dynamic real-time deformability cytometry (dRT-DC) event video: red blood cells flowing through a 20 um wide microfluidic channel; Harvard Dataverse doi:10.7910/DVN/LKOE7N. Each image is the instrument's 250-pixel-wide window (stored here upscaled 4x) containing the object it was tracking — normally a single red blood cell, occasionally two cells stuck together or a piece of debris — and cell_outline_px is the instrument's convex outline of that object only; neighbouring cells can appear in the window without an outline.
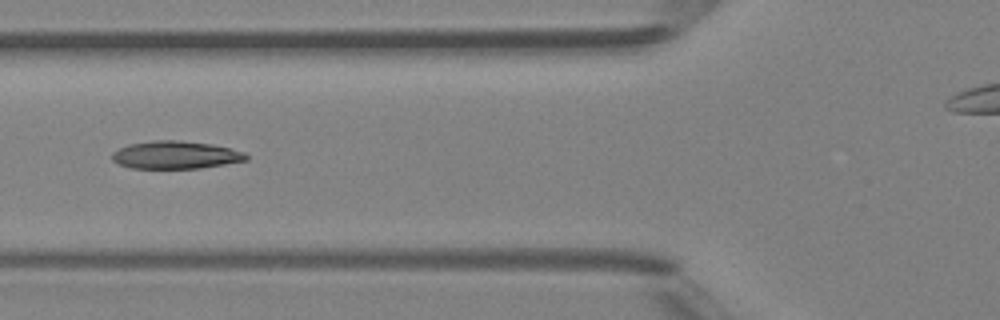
{"species": "Egyptian fruit bat (a non-hibernating species)", "species_latin": "Rousettus aegyptiacus", "temperature_condition": "room temperature", "stored_images_in_passage": 4, "camera_frame_rate_fps": 3000, "um_per_image_px": 0.085, "animal": {"sex": "female"}, "frame": {"image": 1, "passage_image": 3, "time_ms": 2.333, "image_size_px": [1000, 320], "cell_outline_px": [[248, 160], [200, 168], [132, 168], [120, 164], [112, 160], [112, 152], [128, 144], [156, 140], [176, 140], [212, 144], [232, 148], [244, 152], [248, 156]], "centroid_in_image_um": [14.94, 13.16], "position_along_channel_um": 110.9, "area_um2": 21.62}}
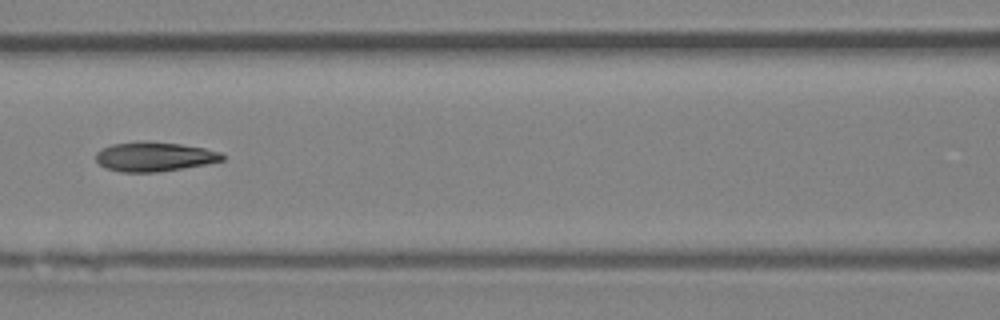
{"frame": {"image": 2, "passage_image": 4, "time_ms": 3.333, "image_size_px": [1000, 320], "cell_outline_px": [[224, 160], [204, 164], [156, 172], [120, 172], [104, 168], [96, 160], [96, 152], [100, 148], [112, 144], [140, 140], [144, 140], [180, 144], [204, 148], [220, 152], [224, 156]], "centroid_in_image_um": [13.05, 13.3], "position_along_channel_um": 153.6, "area_um2": 21.73}}